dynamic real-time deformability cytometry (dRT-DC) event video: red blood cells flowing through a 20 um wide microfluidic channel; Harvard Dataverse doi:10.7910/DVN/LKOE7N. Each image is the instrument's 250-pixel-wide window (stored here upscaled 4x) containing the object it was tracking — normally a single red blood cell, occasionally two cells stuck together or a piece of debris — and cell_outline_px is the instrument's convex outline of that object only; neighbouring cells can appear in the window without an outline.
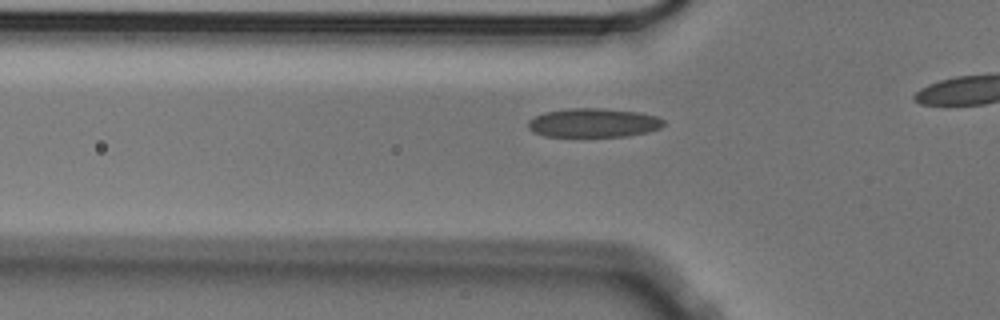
{"species": "Egyptian fruit bat (a non-hibernating species)", "species_latin": "Rousettus aegyptiacus", "temperature_condition": "cold", "stored_images_in_passage": 8, "camera_frame_rate_fps": 3000, "um_per_image_px": 0.085, "animal": {"sex": "male"}, "frame": {"image": 1, "passage_image": 2, "time_ms": 0.333, "image_size_px": [1000, 320], "cell_outline_px": [[664, 124], [660, 128], [648, 132], [628, 136], [544, 136], [532, 132], [528, 128], [528, 120], [544, 112], [568, 108], [600, 108], [640, 112], [656, 116], [664, 120]], "centroid_in_image_um": [50.44, 10.43], "position_along_channel_um": 75.4, "area_um2": 22.95}}
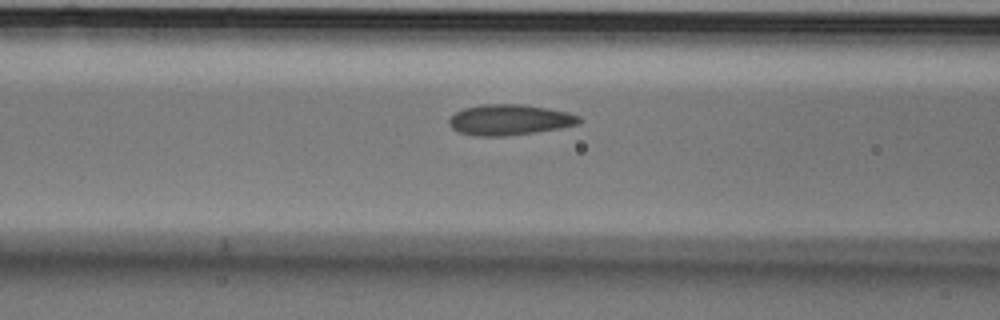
{"frame": {"image": 2, "passage_image": 6, "time_ms": 1.667, "image_size_px": [1000, 320], "cell_outline_px": [[580, 124], [560, 128], [536, 132], [504, 136], [472, 136], [460, 132], [452, 128], [448, 124], [448, 120], [456, 112], [464, 108], [480, 104], [520, 104], [548, 108], [568, 112], [580, 116]], "centroid_in_image_um": [43.31, 10.18], "position_along_channel_um": 123.3, "area_um2": 23.35}}